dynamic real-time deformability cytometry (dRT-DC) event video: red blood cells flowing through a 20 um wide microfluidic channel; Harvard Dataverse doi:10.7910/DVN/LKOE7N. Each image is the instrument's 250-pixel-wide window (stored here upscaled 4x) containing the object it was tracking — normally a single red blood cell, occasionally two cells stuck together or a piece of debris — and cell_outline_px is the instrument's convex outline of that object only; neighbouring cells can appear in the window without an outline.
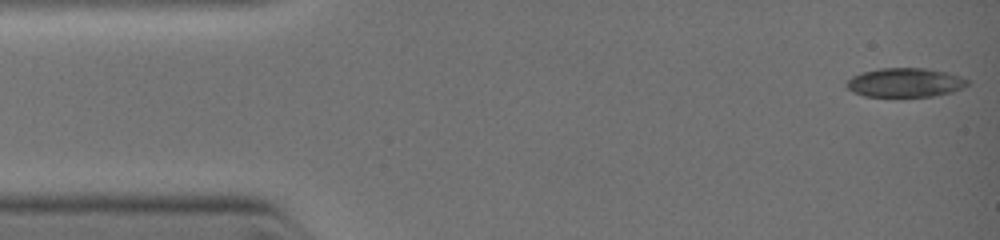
{"species": "common noctule bat (a hibernating species)", "species_latin": "Nyctalus noctula", "temperature_condition": "warm", "stored_images_in_passage": 11, "camera_frame_rate_fps": 3000, "um_per_image_px": 0.085, "animal": {"sex": "female", "body_mass_g": 19.0, "forearm_length_mm": 51.5}, "frame": {"image": 1, "passage_image": 1, "time_ms": 0.0, "image_size_px": [1000, 240], "cell_outline_px": [[968, 84], [952, 92], [932, 96], [864, 96], [852, 92], [844, 84], [852, 76], [860, 72], [876, 68], [924, 68], [948, 72], [960, 76], [968, 80]], "centroid_in_image_um": [76.89, 7.0], "position_along_channel_um": 8.1, "area_um2": 20.52}}
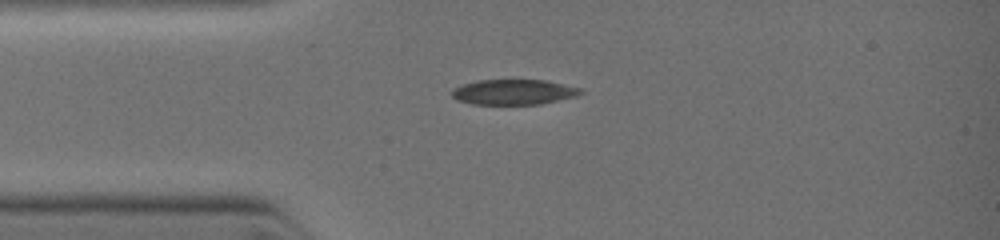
{"frame": {"image": 2, "passage_image": 6, "time_ms": 2.333, "image_size_px": [1000, 240], "cell_outline_px": [[584, 92], [576, 96], [540, 104], [472, 104], [456, 100], [452, 96], [452, 92], [456, 88], [464, 84], [480, 80], [544, 80], [580, 88]], "centroid_in_image_um": [43.67, 7.83], "position_along_channel_um": 41.3, "area_um2": 18.67}}
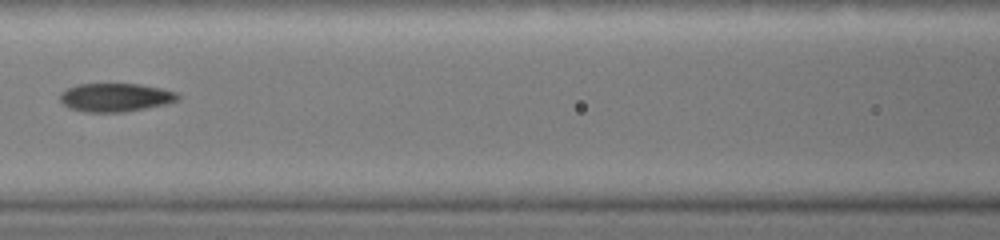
{"frame": {"image": 3, "passage_image": 10, "time_ms": 4.667, "image_size_px": [1000, 240], "cell_outline_px": [[180, 96], [176, 100], [164, 104], [144, 108], [120, 112], [88, 112], [72, 108], [64, 104], [60, 100], [60, 92], [68, 88], [80, 84], [140, 84], [160, 88], [176, 92]], "centroid_in_image_um": [9.8, 8.27], "position_along_channel_um": 156.8, "area_um2": 19.13}}